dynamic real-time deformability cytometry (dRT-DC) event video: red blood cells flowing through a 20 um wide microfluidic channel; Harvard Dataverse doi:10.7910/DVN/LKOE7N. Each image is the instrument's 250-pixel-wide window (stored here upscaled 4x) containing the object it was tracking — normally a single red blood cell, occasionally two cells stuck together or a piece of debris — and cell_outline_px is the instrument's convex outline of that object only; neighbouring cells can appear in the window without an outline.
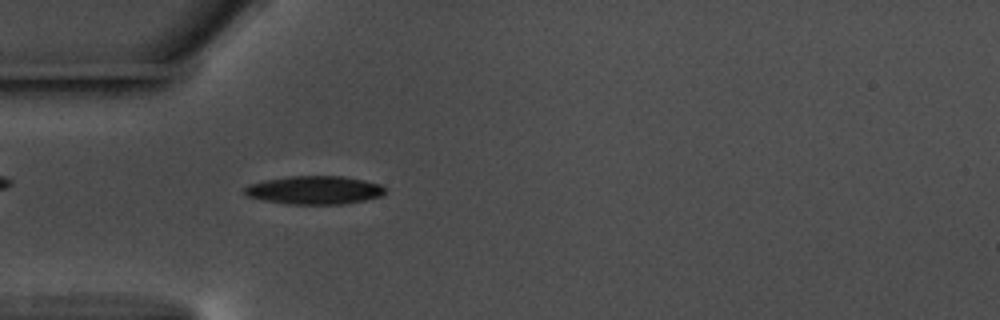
{"species": "common noctule bat (a hibernating species)", "species_latin": "Nyctalus noctula", "temperature_condition": "warm", "stored_images_in_passage": 57, "camera_frame_rate_fps": 3000, "um_per_image_px": 0.085, "animal": {"sex": "male", "body_mass_g": 17.5, "forearm_length_mm": 52.3}, "frame": {"image": 1, "passage_image": 17, "time_ms": 5.333, "image_size_px": [1000, 320], "cell_outline_px": [[388, 188], [380, 196], [364, 200], [344, 204], [288, 204], [264, 200], [248, 196], [244, 192], [244, 188], [248, 184], [264, 180], [288, 176], [344, 176], [364, 180], [380, 184]], "centroid_in_image_um": [26.73, 16.15], "position_along_channel_um": 58.3, "area_um2": 23.24}}
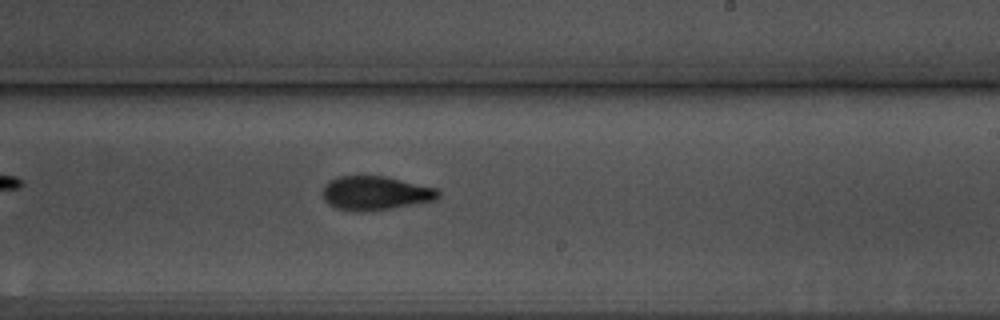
{"frame": {"image": 2, "passage_image": 34, "time_ms": 11.0, "image_size_px": [1000, 320], "cell_outline_px": [[440, 196], [436, 200], [364, 212], [356, 212], [336, 208], [328, 204], [324, 200], [324, 184], [328, 180], [340, 176], [384, 176], [436, 188], [440, 192]], "centroid_in_image_um": [31.88, 16.41], "position_along_channel_um": 257.1, "area_um2": 22.72}}
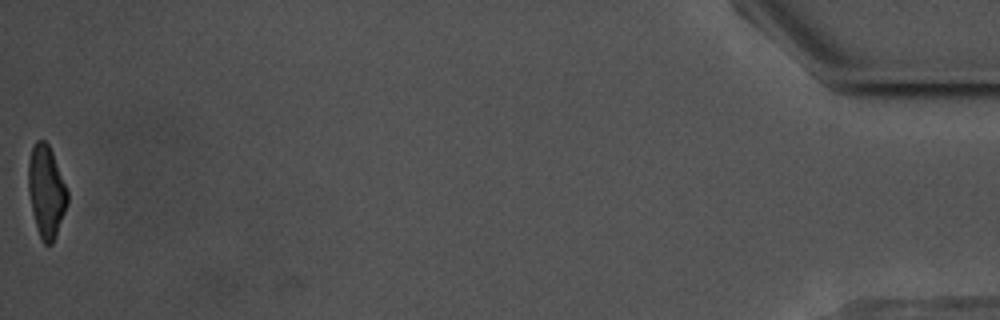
{"frame": {"image": 3, "passage_image": 57, "time_ms": 18.667, "image_size_px": [1000, 320], "cell_outline_px": [[68, 204], [56, 236], [52, 244], [44, 244], [36, 228], [32, 212], [28, 192], [28, 160], [32, 148], [36, 140], [44, 140], [48, 144], [52, 152], [68, 192]], "centroid_in_image_um": [3.92, 16.29], "position_along_channel_um": 431.3, "area_um2": 20.98}, "authors_computed_cell_mechanics": {"area_um2": 22.4264, "velocity_mm_per_s": 3.5793, "shape_relaxation_time_tau1_ms": 3.4614, "shape_relaxation_time_tau2_ms": 1.8451, "deformation_change_tau1": 0.1661, "deformation_change_tau2": 0.0829}}